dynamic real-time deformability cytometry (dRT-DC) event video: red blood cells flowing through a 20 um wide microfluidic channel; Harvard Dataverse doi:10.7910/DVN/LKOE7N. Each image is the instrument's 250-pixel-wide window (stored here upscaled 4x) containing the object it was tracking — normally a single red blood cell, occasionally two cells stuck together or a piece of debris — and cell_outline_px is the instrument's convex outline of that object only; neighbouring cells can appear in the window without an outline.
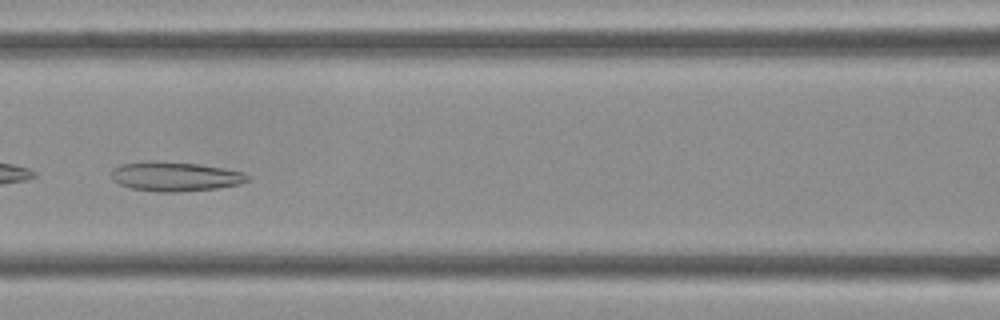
{"species": "Egyptian fruit bat (a non-hibernating species)", "species_latin": "Rousettus aegyptiacus", "temperature_condition": "cold", "stored_images_in_passage": 43, "camera_frame_rate_fps": 3000, "um_per_image_px": 0.085, "frame": {"image": 1, "passage_image": 19, "time_ms": 6.0, "image_size_px": [1000, 320], "cell_outline_px": [[248, 180], [240, 184], [216, 188], [180, 192], [156, 192], [132, 188], [120, 184], [112, 180], [112, 168], [120, 164], [148, 160], [156, 160], [196, 164], [224, 168], [244, 172], [248, 176]], "centroid_in_image_um": [14.85, 14.99], "position_along_channel_um": 151.7, "area_um2": 23.47}}
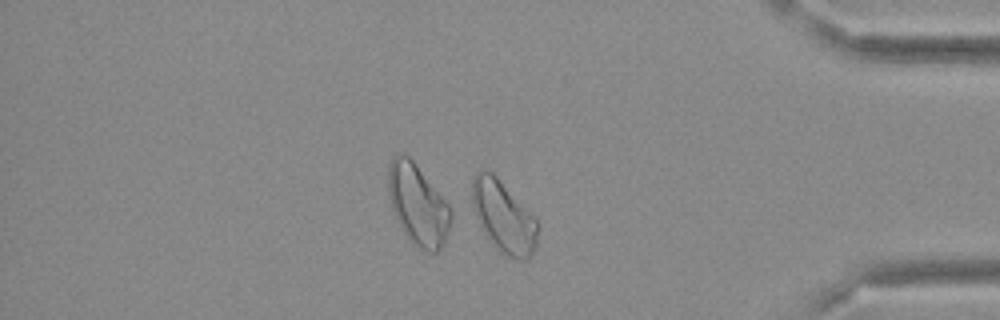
{"frame": {"image": 2, "passage_image": 37, "time_ms": 12.0, "image_size_px": [1000, 320], "cell_outline_px": [[540, 228], [536, 248], [528, 260], [516, 260], [508, 256], [484, 232], [472, 204], [472, 176], [480, 168], [484, 168], [492, 172], [536, 216], [540, 224]], "centroid_in_image_um": [42.87, 18.38], "position_along_channel_um": 392.3, "area_um2": 27.57}}